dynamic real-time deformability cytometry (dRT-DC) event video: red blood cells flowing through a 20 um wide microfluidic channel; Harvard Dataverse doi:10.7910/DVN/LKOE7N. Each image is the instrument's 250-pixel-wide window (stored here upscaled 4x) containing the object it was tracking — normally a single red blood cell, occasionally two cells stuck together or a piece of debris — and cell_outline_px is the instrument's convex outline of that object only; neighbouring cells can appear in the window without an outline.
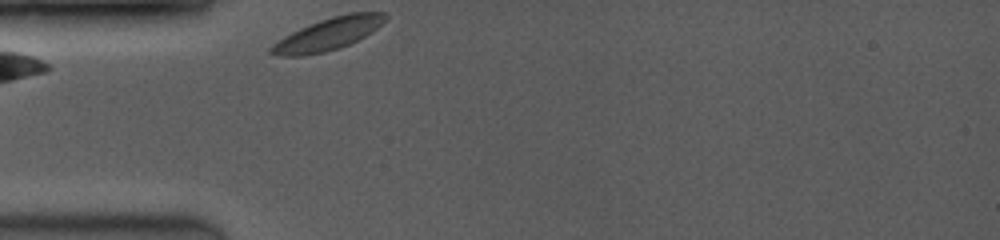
{"species": "common noctule bat (a hibernating species)", "species_latin": "Nyctalus noctula", "temperature_condition": "room temperature", "stored_images_in_passage": 9, "camera_frame_rate_fps": 3500, "um_per_image_px": 0.085, "animal": {"sex": "female", "body_mass_g": 19.0, "forearm_length_mm": 53.3}, "frame": {"image": 1, "passage_image": 1, "time_ms": 0.0, "image_size_px": [1000, 240], "cell_outline_px": [[388, 16], [372, 32], [340, 48], [324, 52], [304, 56], [280, 56], [268, 52], [268, 48], [272, 44], [284, 36], [300, 28], [320, 20], [332, 16], [348, 12], [384, 12]], "centroid_in_image_um": [27.85, 2.9], "position_along_channel_um": 57.1, "area_um2": 21.33}}
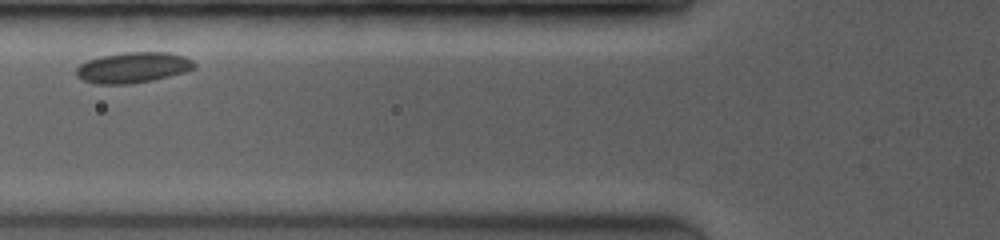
{"frame": {"image": 2, "passage_image": 4, "time_ms": 1.714, "image_size_px": [1000, 240], "cell_outline_px": [[196, 68], [184, 72], [152, 80], [132, 84], [96, 84], [84, 80], [76, 76], [76, 68], [80, 64], [88, 60], [100, 56], [120, 52], [168, 52], [184, 56], [192, 60], [196, 64]], "centroid_in_image_um": [11.3, 5.73], "position_along_channel_um": 114.5, "area_um2": 21.21}}
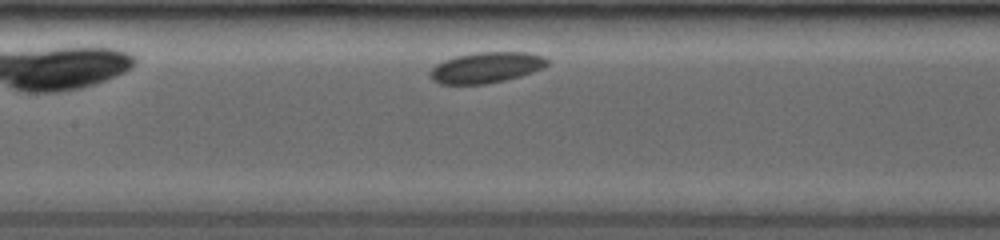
{"frame": {"image": 3, "passage_image": 7, "time_ms": 3.143, "image_size_px": [1000, 240], "cell_outline_px": [[548, 64], [544, 68], [520, 76], [504, 80], [484, 84], [440, 84], [432, 80], [428, 76], [428, 72], [436, 64], [444, 60], [456, 56], [476, 52], [528, 52], [544, 56], [548, 60]], "centroid_in_image_um": [41.31, 5.74], "position_along_channel_um": 166.1, "area_um2": 21.15}}